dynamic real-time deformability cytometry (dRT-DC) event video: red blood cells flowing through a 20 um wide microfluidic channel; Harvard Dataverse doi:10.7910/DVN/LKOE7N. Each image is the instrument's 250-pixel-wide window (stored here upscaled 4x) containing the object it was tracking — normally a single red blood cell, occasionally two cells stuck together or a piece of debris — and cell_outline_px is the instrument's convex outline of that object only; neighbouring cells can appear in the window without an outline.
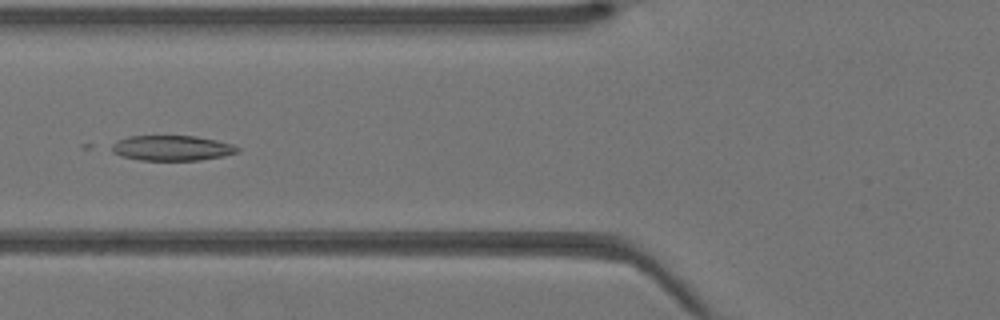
{"species": "Egyptian fruit bat (a non-hibernating species)", "species_latin": "Rousettus aegyptiacus", "temperature_condition": "warm", "stored_images_in_passage": 33, "camera_frame_rate_fps": 3000, "um_per_image_px": 0.085, "animal": {"sex": "female"}, "frame": {"image": 1, "passage_image": 7, "time_ms": 2.0, "image_size_px": [1000, 320], "cell_outline_px": [[240, 152], [224, 156], [200, 160], [140, 160], [120, 156], [112, 152], [112, 144], [128, 136], [196, 136], [216, 140], [232, 144], [240, 148]], "centroid_in_image_um": [14.64, 12.59], "position_along_channel_um": 111.2, "area_um2": 18.5}}
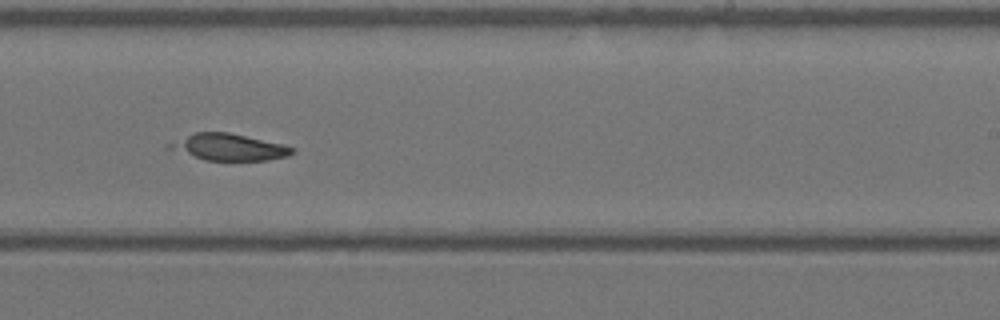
{"frame": {"image": 2, "passage_image": 17, "time_ms": 5.333, "image_size_px": [1000, 320], "cell_outline_px": [[296, 152], [288, 156], [268, 160], [204, 160], [164, 148], [168, 144], [196, 132], [228, 132], [280, 144], [296, 148]], "centroid_in_image_um": [19.44, 12.52], "position_along_channel_um": 269.6, "area_um2": 18.84}}
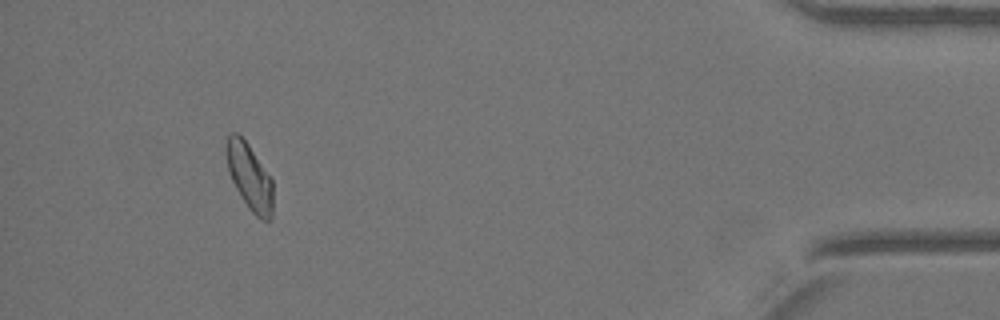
{"frame": {"image": 3, "passage_image": 30, "time_ms": 9.667, "image_size_px": [1000, 320], "cell_outline_px": [[272, 220], [260, 220], [248, 208], [240, 196], [228, 172], [224, 144], [228, 136], [232, 132], [236, 132], [248, 144], [272, 180]], "centroid_in_image_um": [21.18, 15.03], "position_along_channel_um": 414.0, "area_um2": 18.03}}